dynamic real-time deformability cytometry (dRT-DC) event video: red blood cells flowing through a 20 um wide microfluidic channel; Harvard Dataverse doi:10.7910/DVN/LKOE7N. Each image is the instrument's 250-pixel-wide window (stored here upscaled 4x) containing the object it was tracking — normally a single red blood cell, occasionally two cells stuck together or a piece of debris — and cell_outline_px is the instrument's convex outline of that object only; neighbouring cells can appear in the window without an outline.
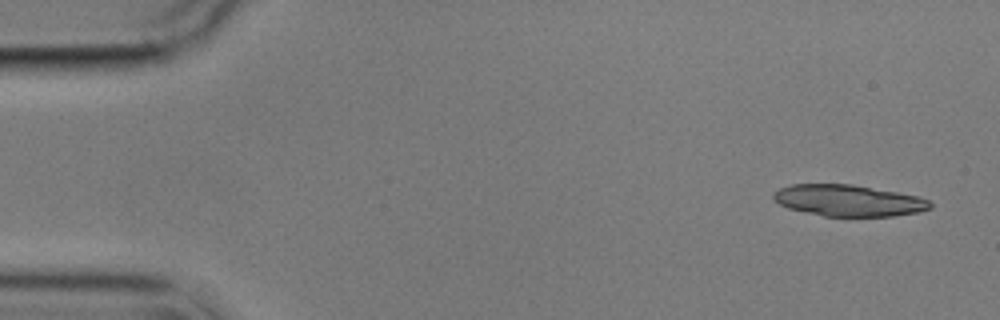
{"species": "common noctule bat (a hibernating species)", "species_latin": "Nyctalus noctula", "temperature_condition": "cold", "stored_images_in_passage": 5, "camera_frame_rate_fps": 3000, "um_per_image_px": 0.085, "animal": {"sex": "male", "body_mass_g": 17.9}, "frame": {"image": 1, "passage_image": 1, "time_ms": 0.0, "image_size_px": [1000, 320], "cell_outline_px": [[932, 208], [916, 212], [892, 216], [824, 216], [788, 208], [780, 204], [772, 196], [772, 192], [780, 188], [792, 184], [852, 184], [896, 192], [916, 196], [928, 200], [932, 204]], "centroid_in_image_um": [72.09, 17.04], "position_along_channel_um": 12.9, "area_um2": 28.44}}